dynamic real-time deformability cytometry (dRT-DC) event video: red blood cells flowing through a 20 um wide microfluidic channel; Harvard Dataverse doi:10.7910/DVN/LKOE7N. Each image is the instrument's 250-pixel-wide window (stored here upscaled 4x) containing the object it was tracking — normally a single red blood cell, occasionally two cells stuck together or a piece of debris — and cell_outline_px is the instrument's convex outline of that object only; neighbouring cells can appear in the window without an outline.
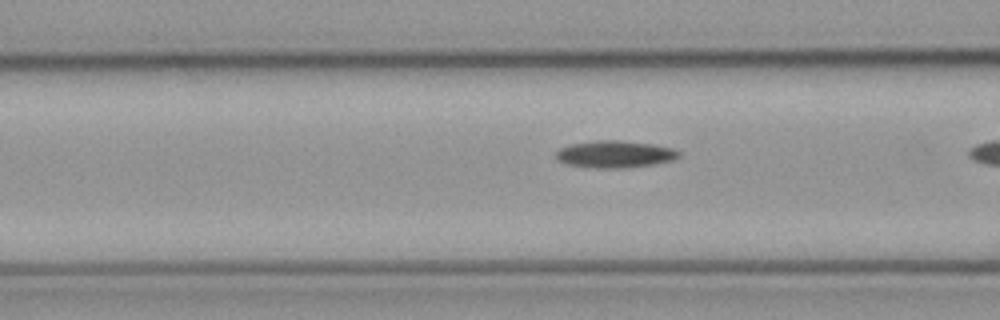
{"species": "common noctule bat (a hibernating species)", "species_latin": "Nyctalus noctula", "temperature_condition": "cold", "stored_images_in_passage": 20, "camera_frame_rate_fps": 3000, "um_per_image_px": 0.085, "animal": {"sex": "male", "body_mass_g": 23.1, "forearm_length_mm": 52.7}, "frame": {"image": 1, "passage_image": 19, "time_ms": 6.0, "image_size_px": [1000, 320], "cell_outline_px": [[680, 156], [672, 160], [652, 164], [624, 168], [584, 168], [568, 164], [556, 160], [556, 152], [560, 148], [572, 144], [596, 140], [616, 140], [652, 144], [672, 148], [680, 152]], "centroid_in_image_um": [52.23, 13.11], "position_along_channel_um": 114.4, "area_um2": 19.36}}